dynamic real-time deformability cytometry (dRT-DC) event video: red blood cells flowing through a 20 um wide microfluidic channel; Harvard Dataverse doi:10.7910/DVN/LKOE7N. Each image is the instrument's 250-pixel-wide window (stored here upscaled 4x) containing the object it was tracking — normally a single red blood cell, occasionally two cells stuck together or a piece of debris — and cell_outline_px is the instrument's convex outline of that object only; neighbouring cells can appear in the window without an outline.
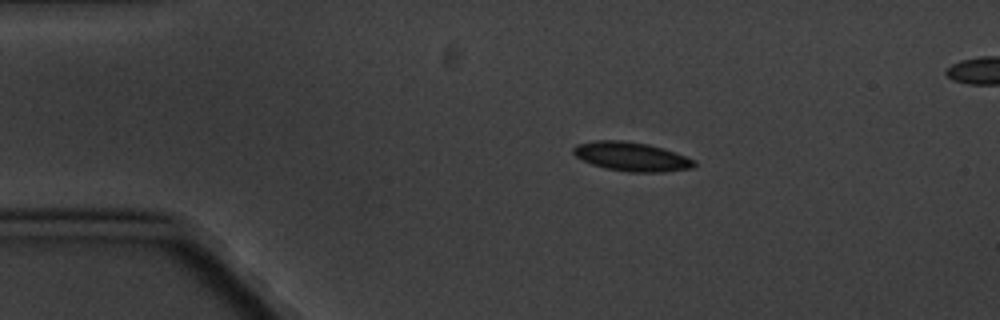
{"species": "common noctule bat (a hibernating species)", "species_latin": "Nyctalus noctula", "temperature_condition": "cold", "stored_images_in_passage": 9, "camera_frame_rate_fps": 3000, "um_per_image_px": 0.085, "animal": {"sex": "male", "body_mass_g": 20.1, "forearm_length_mm": 53.5}, "frame": {"image": 1, "passage_image": 3, "time_ms": 2.333, "image_size_px": [1000, 320], "cell_outline_px": [[696, 164], [692, 168], [664, 172], [628, 172], [608, 168], [592, 164], [576, 156], [572, 152], [572, 148], [576, 144], [596, 140], [624, 140], [648, 144], [664, 148], [696, 160]], "centroid_in_image_um": [53.69, 13.3], "position_along_channel_um": 31.3, "area_um2": 20.46}}